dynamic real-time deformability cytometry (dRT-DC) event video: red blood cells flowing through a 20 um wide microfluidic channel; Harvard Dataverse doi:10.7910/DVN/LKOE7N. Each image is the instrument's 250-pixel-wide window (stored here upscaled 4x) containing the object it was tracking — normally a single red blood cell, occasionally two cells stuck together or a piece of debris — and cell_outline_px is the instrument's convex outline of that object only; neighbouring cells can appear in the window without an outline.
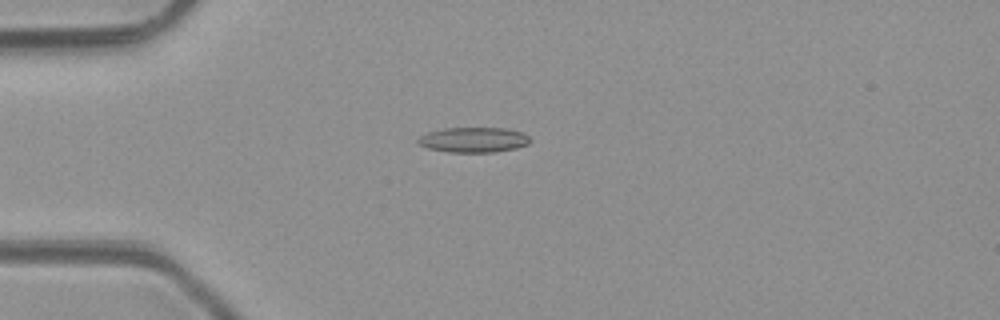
{"species": "common noctule bat (a hibernating species)", "species_latin": "Nyctalus noctula", "temperature_condition": "room temperature", "stored_images_in_passage": 4, "camera_frame_rate_fps": 3000, "um_per_image_px": 0.085, "animal": {"sex": "male", "body_mass_g": 23.1, "forearm_length_mm": 52.7}, "frame": {"image": 1, "passage_image": 4, "time_ms": 3.333, "image_size_px": [1000, 320], "cell_outline_px": [[532, 140], [528, 144], [516, 148], [496, 152], [448, 152], [428, 148], [420, 144], [416, 140], [420, 136], [428, 132], [444, 128], [508, 128], [524, 132]], "centroid_in_image_um": [40.29, 11.88], "position_along_channel_um": 44.7, "area_um2": 16.53}}